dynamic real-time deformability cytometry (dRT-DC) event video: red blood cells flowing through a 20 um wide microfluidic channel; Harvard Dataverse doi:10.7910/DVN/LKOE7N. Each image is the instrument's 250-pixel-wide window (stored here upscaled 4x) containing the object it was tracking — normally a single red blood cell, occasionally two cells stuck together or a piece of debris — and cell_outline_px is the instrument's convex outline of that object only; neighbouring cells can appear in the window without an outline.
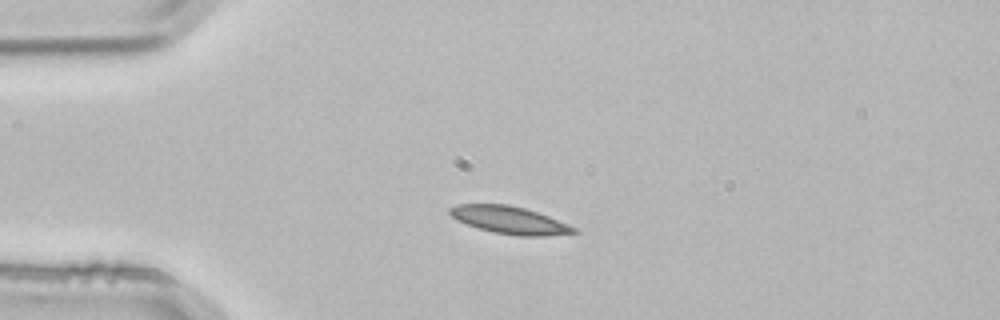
{"species": "common noctule bat (a hibernating species)", "species_latin": "Nyctalus noctula", "temperature_condition": "room temperature", "stored_images_in_passage": 1, "camera_frame_rate_fps": 3000, "um_per_image_px": 0.085, "animal": {"sex": "male", "body_mass_g": 21.5, "forearm_length_mm": 52.0}, "frame": {"image": 1, "passage_image": 1, "time_ms": 0.0, "image_size_px": [1000, 320], "cell_outline_px": [[580, 232], [544, 236], [516, 236], [492, 232], [456, 220], [448, 212], [448, 208], [456, 204], [508, 204], [524, 208], [548, 216], [576, 228]], "centroid_in_image_um": [43.29, 18.71], "position_along_channel_um": 41.7, "area_um2": 19.77}}